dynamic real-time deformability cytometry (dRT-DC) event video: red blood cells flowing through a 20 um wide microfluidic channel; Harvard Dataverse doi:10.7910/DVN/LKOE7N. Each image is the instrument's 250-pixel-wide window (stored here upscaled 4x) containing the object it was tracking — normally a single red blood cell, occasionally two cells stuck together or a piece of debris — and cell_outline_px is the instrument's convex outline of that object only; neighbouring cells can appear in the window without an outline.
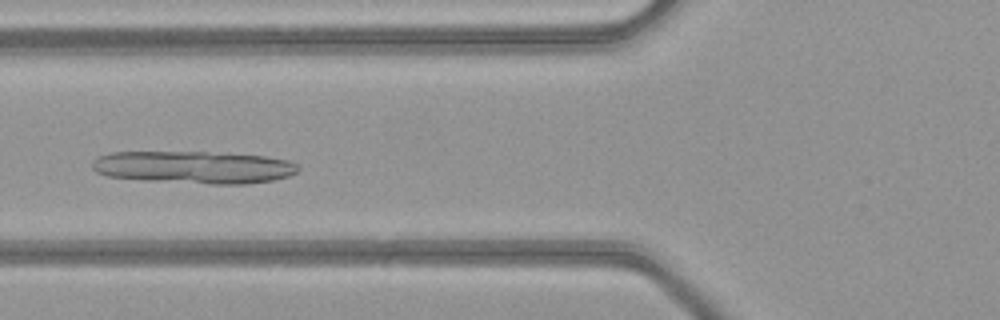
{"species": "common noctule bat (a hibernating species)", "species_latin": "Nyctalus noctula", "temperature_condition": "warm", "stored_images_in_passage": 50, "camera_frame_rate_fps": 3000, "um_per_image_px": 0.085, "animal": {"sex": "female", "body_mass_g": 21.9}, "frame": {"image": 1, "passage_image": 20, "time_ms": 6.333, "image_size_px": [1000, 320], "cell_outline_px": [[300, 168], [296, 172], [288, 176], [272, 180], [244, 184], [212, 184], [148, 180], [108, 176], [96, 172], [92, 168], [92, 160], [100, 156], [112, 152], [208, 152], [264, 156], [288, 160], [296, 164]], "centroid_in_image_um": [16.48, 14.21], "position_along_channel_um": 109.3, "area_um2": 38.73}}
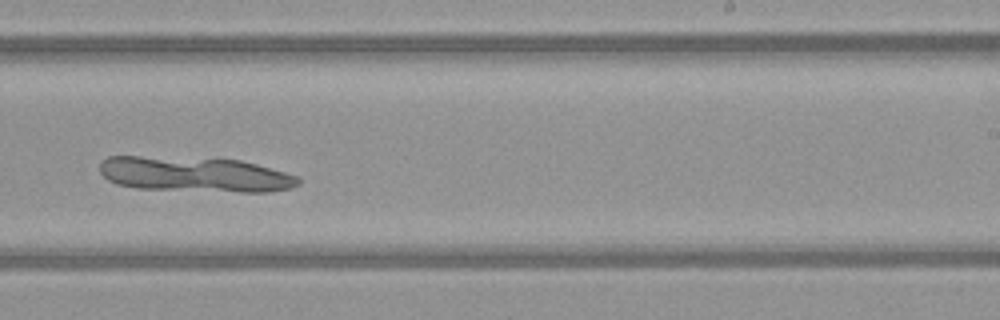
{"frame": {"image": 2, "passage_image": 32, "time_ms": 10.333, "image_size_px": [1000, 320], "cell_outline_px": [[300, 184], [292, 188], [268, 192], [240, 192], [136, 188], [116, 184], [108, 180], [100, 172], [100, 160], [108, 156], [140, 156], [240, 160], [256, 164], [284, 172], [296, 176], [300, 180]], "centroid_in_image_um": [16.53, 14.83], "position_along_channel_um": 272.5, "area_um2": 40.58}}
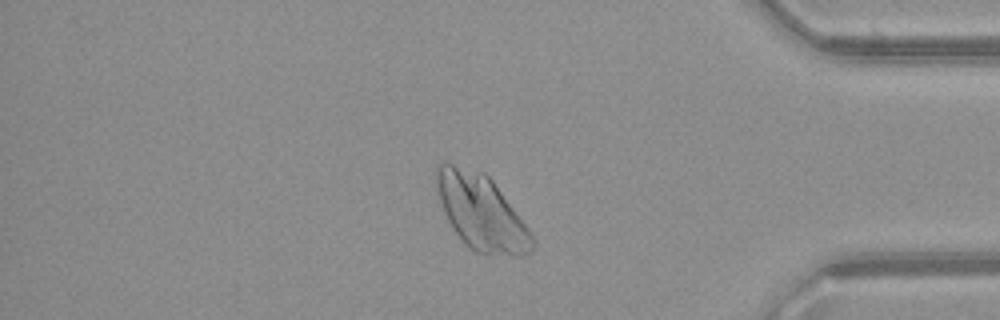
{"frame": {"image": 3, "passage_image": 43, "time_ms": 14.0, "image_size_px": [1000, 320], "cell_outline_px": [[536, 240], [532, 252], [524, 256], [484, 256], [468, 248], [452, 228], [444, 212], [436, 188], [436, 164], [440, 160], [448, 160], [484, 172], [492, 180], [528, 228]], "centroid_in_image_um": [40.89, 18.05], "position_along_channel_um": 394.3, "area_um2": 42.83}}